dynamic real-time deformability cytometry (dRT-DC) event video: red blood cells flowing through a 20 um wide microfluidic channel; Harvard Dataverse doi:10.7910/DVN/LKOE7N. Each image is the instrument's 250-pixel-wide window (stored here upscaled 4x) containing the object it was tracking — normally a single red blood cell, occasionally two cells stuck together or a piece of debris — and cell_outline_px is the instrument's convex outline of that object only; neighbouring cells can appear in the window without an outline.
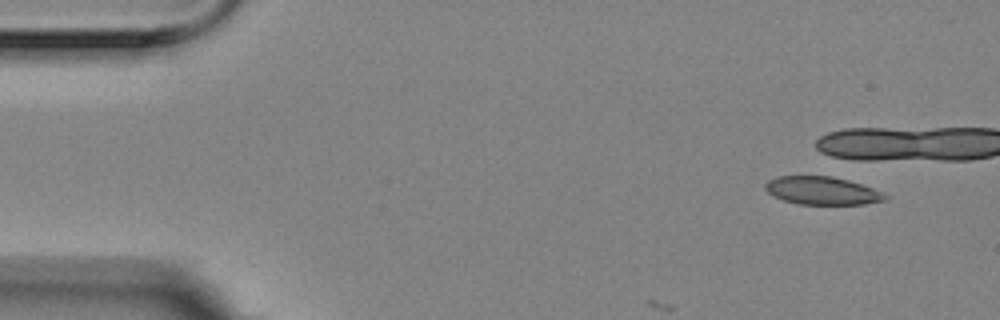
{"species": "Egyptian fruit bat (a non-hibernating species)", "species_latin": "Rousettus aegyptiacus", "temperature_condition": "room temperature", "stored_images_in_passage": 4, "camera_frame_rate_fps": 3000, "um_per_image_px": 0.085, "animal": {"sex": "female"}, "frame": {"image": 1, "passage_image": 1, "time_ms": 0.0, "image_size_px": [1000, 320], "cell_outline_px": [[888, 200], [864, 204], [796, 204], [772, 196], [764, 188], [764, 184], [768, 180], [776, 176], [832, 176], [848, 180], [872, 188], [888, 196]], "centroid_in_image_um": [69.84, 16.21], "position_along_channel_um": 15.2, "area_um2": 19.59}}